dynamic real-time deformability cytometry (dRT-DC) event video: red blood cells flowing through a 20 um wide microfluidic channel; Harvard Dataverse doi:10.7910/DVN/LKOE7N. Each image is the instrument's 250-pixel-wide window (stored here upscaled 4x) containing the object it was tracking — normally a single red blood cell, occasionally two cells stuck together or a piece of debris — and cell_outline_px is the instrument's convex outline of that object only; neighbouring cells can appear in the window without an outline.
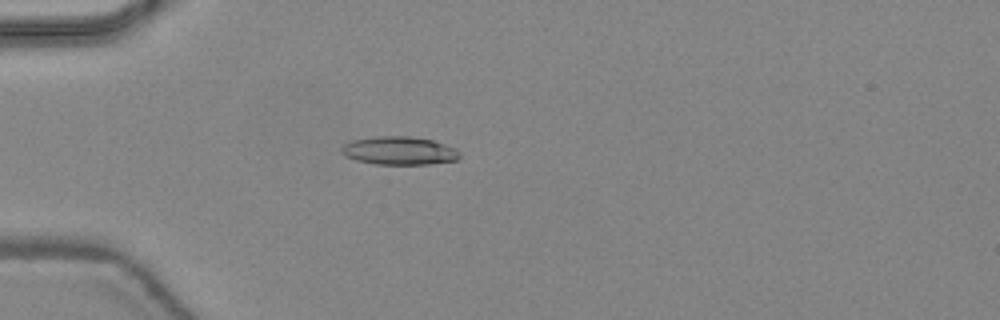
{"species": "common noctule bat (a hibernating species)", "species_latin": "Nyctalus noctula", "temperature_condition": "warm", "stored_images_in_passage": 18, "camera_frame_rate_fps": 3000, "um_per_image_px": 0.085, "animal": {"sex": "female", "body_mass_g": 24.6, "forearm_length_mm": 56.2}, "frame": {"image": 1, "passage_image": 15, "time_ms": 4.667, "image_size_px": [1000, 320], "cell_outline_px": [[460, 156], [456, 160], [428, 164], [376, 164], [356, 160], [344, 156], [340, 152], [340, 148], [344, 144], [352, 140], [376, 136], [408, 136], [432, 140], [456, 148]], "centroid_in_image_um": [33.89, 12.8], "position_along_channel_um": 51.1, "area_um2": 19.42}}